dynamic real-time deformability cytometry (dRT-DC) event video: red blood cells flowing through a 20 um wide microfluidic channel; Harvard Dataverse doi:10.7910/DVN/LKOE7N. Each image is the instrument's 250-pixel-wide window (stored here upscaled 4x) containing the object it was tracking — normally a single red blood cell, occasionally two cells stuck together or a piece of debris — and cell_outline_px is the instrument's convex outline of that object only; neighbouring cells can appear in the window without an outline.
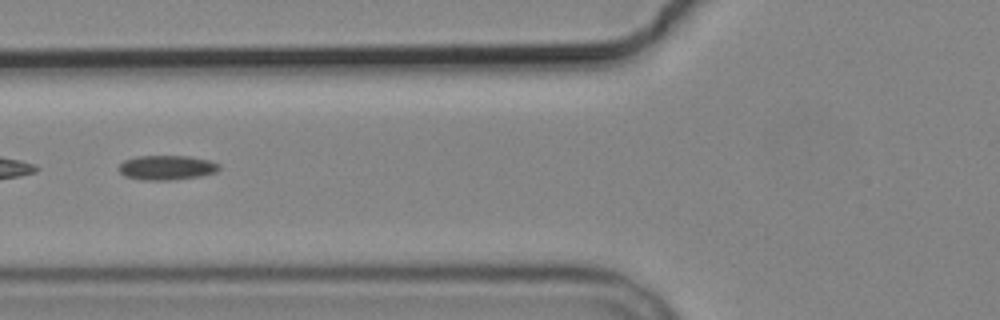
{"species": "common noctule bat (a hibernating species)", "species_latin": "Nyctalus noctula", "temperature_condition": "cold", "stored_images_in_passage": 6, "camera_frame_rate_fps": 3000, "um_per_image_px": 0.085, "animal": {"sex": "male", "body_mass_g": 19.2, "forearm_length_mm": 51.8}, "frame": {"image": 1, "passage_image": 4, "time_ms": 6.333, "image_size_px": [1000, 320], "cell_outline_px": [[220, 168], [216, 172], [200, 176], [172, 180], [144, 180], [124, 176], [120, 172], [120, 164], [124, 160], [136, 156], [188, 156], [208, 160], [220, 164]], "centroid_in_image_um": [14.18, 14.24], "position_along_channel_um": 111.6, "area_um2": 14.33}}
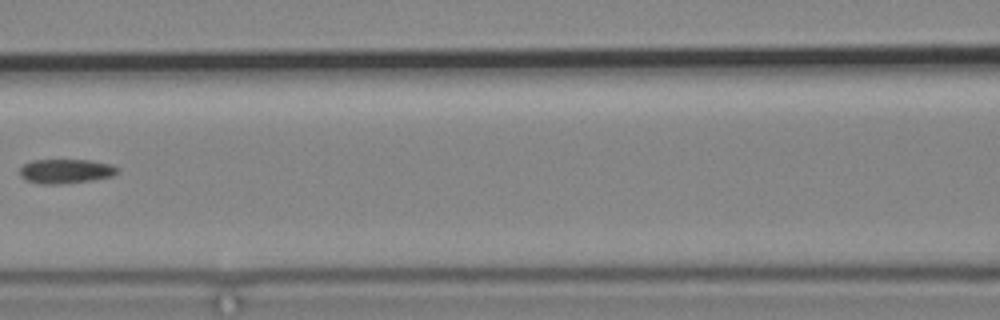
{"frame": {"image": 2, "passage_image": 5, "time_ms": 7.667, "image_size_px": [1000, 320], "cell_outline_px": [[120, 172], [112, 176], [92, 180], [60, 184], [40, 184], [28, 180], [20, 176], [20, 168], [24, 164], [32, 160], [92, 160], [112, 164], [120, 168]], "centroid_in_image_um": [5.64, 14.54], "position_along_channel_um": 161.0, "area_um2": 13.99}}
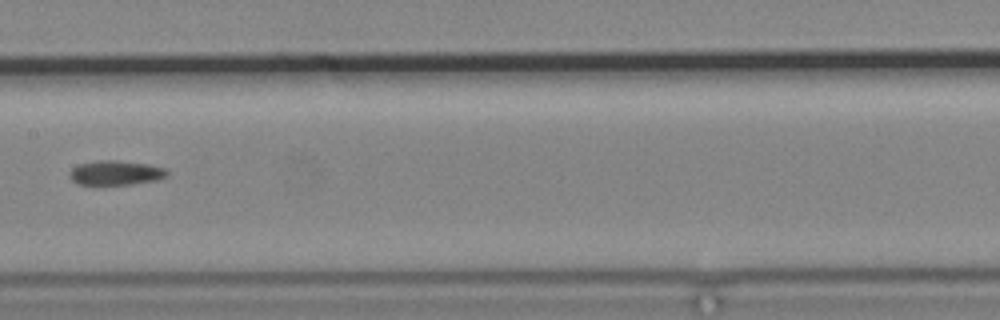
{"frame": {"image": 3, "passage_image": 6, "time_ms": 8.667, "image_size_px": [1000, 320], "cell_outline_px": [[168, 176], [156, 180], [132, 184], [76, 184], [68, 176], [68, 172], [72, 168], [80, 164], [100, 160], [116, 160], [148, 164], [164, 168], [168, 172]], "centroid_in_image_um": [9.82, 14.69], "position_along_channel_um": 197.6, "area_um2": 13.87}}